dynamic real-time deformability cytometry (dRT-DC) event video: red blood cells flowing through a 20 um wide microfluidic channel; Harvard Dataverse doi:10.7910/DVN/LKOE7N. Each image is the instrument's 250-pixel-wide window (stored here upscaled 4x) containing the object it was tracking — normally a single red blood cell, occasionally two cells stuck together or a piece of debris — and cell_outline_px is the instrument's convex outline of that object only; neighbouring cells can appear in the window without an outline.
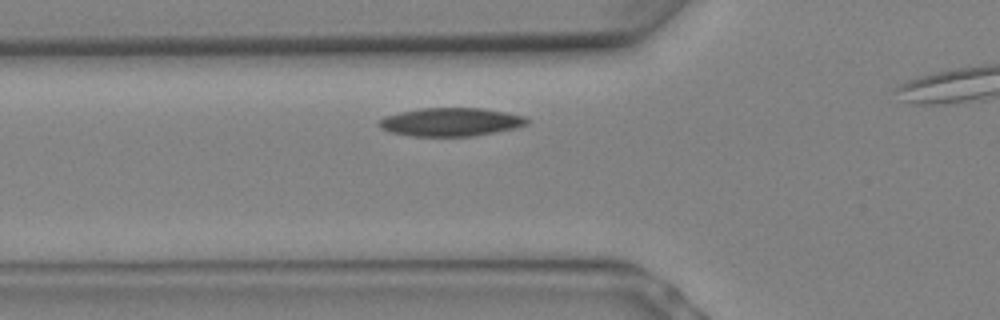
{"species": "Egyptian fruit bat (a non-hibernating species)", "species_latin": "Rousettus aegyptiacus", "temperature_condition": "warm", "stored_images_in_passage": 7, "camera_frame_rate_fps": 3000, "um_per_image_px": 0.085, "animal": {"sex": "female"}, "frame": {"image": 1, "passage_image": 3, "time_ms": 0.667, "image_size_px": [1000, 320], "cell_outline_px": [[528, 124], [516, 128], [472, 136], [408, 136], [392, 132], [380, 128], [376, 124], [380, 120], [388, 116], [400, 112], [420, 108], [480, 108], [504, 112], [524, 116], [528, 120]], "centroid_in_image_um": [38.3, 10.37], "position_along_channel_um": 87.5, "area_um2": 24.28}}